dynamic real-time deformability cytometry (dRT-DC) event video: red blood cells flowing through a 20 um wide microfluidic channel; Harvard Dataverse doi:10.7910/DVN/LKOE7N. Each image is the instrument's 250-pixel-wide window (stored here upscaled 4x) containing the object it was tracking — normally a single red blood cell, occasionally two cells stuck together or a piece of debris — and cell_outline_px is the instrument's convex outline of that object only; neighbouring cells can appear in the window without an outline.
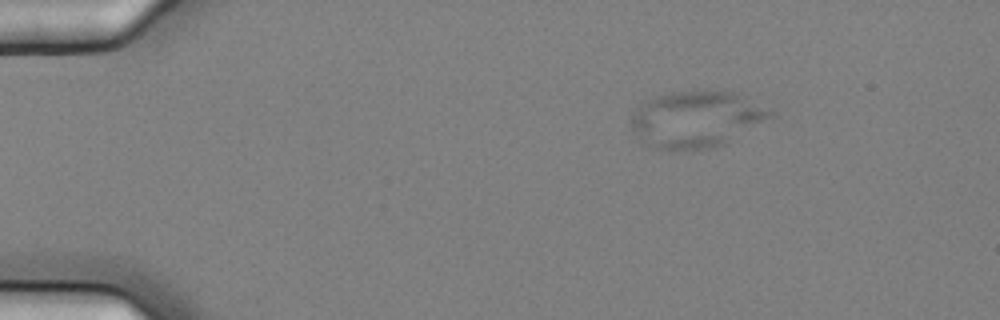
{"species": "common noctule bat (a hibernating species)", "species_latin": "Nyctalus noctula", "temperature_condition": "cold", "stored_images_in_passage": 5, "camera_frame_rate_fps": 3000, "um_per_image_px": 0.085, "animal": {"sex": "female", "body_mass_g": 25.1}, "frame": {"image": 1, "passage_image": 2, "time_ms": 0.333, "image_size_px": [1000, 320], "cell_outline_px": [[776, 116], [724, 144], [708, 148], [656, 148], [640, 144], [632, 132], [628, 120], [644, 100], [656, 96], [672, 92], [696, 88], [704, 88], [732, 92], [772, 112]], "centroid_in_image_um": [59.1, 10.1], "position_along_channel_um": 25.9, "area_um2": 46.07}}
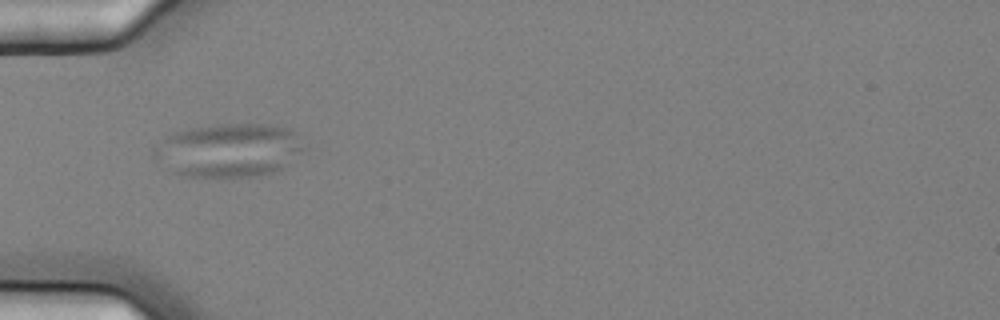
{"frame": {"image": 2, "passage_image": 5, "time_ms": 1.333, "image_size_px": [1000, 320], "cell_outline_px": [[304, 148], [300, 152], [280, 168], [272, 172], [252, 176], [220, 180], [184, 176], [172, 172], [152, 156], [152, 148], [168, 136], [176, 132], [192, 128], [216, 124], [268, 124], [288, 128], [292, 132]], "centroid_in_image_um": [19.34, 12.81], "position_along_channel_um": 65.7, "area_um2": 46.93}}